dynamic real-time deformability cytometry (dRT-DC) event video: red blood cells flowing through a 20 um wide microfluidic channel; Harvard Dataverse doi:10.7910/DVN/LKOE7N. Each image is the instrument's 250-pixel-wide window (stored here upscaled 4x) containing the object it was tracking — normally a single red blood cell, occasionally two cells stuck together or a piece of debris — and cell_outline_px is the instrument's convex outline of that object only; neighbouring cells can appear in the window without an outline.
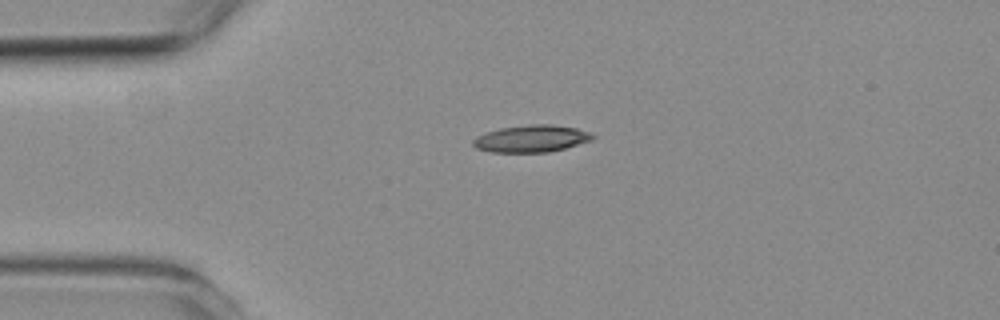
{"species": "common noctule bat (a hibernating species)", "species_latin": "Nyctalus noctula", "temperature_condition": "room temperature", "stored_images_in_passage": 4, "camera_frame_rate_fps": 3000, "um_per_image_px": 0.085, "animal": {"sex": "female", "body_mass_g": 19.3, "forearm_length_mm": 54.1}, "frame": {"image": 1, "passage_image": 4, "time_ms": 3.667, "image_size_px": [1000, 320], "cell_outline_px": [[596, 136], [592, 140], [564, 148], [548, 152], [492, 152], [476, 148], [472, 144], [472, 140], [476, 136], [500, 128], [528, 124], [552, 124], [576, 128], [588, 132]], "centroid_in_image_um": [45.15, 11.78], "position_along_channel_um": 39.8, "area_um2": 18.79}}